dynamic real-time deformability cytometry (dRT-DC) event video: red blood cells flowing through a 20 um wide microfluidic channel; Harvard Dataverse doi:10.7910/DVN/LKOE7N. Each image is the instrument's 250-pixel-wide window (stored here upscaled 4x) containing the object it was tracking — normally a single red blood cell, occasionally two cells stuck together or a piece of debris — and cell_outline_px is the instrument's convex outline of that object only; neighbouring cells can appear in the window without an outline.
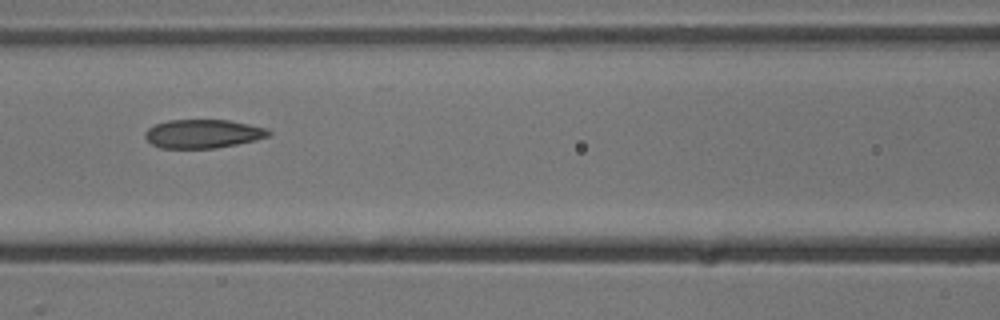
{"species": "common noctule bat (a hibernating species)", "species_latin": "Nyctalus noctula", "temperature_condition": "cold", "stored_images_in_passage": 13, "camera_frame_rate_fps": 3000, "um_per_image_px": 0.085, "animal": {"sex": "male", "body_mass_g": 13.3}, "frame": {"image": 1, "passage_image": 6, "time_ms": 6.667, "image_size_px": [1000, 320], "cell_outline_px": [[272, 132], [268, 136], [236, 144], [216, 148], [160, 148], [152, 144], [144, 136], [144, 132], [148, 128], [156, 124], [168, 120], [228, 120], [268, 128]], "centroid_in_image_um": [17.23, 11.36], "position_along_channel_um": 149.4, "area_um2": 20.52}}
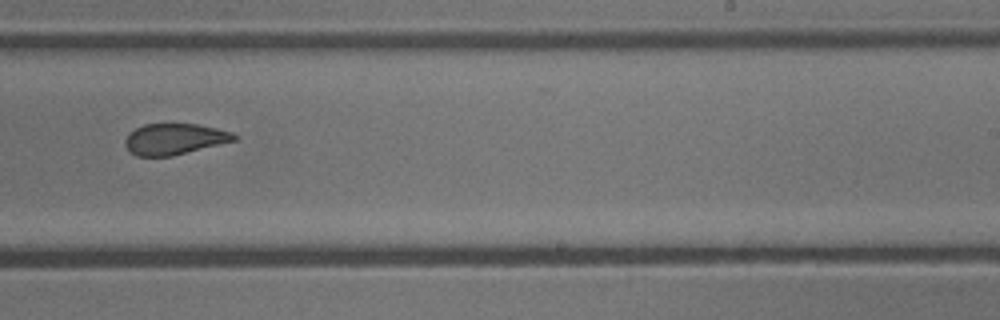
{"frame": {"image": 2, "passage_image": 9, "time_ms": 10.0, "image_size_px": [1000, 320], "cell_outline_px": [[240, 136], [236, 140], [172, 156], [136, 156], [124, 144], [124, 140], [128, 132], [144, 124], [196, 124], [216, 128], [232, 132]], "centroid_in_image_um": [14.83, 11.81], "position_along_channel_um": 274.2, "area_um2": 19.71}}
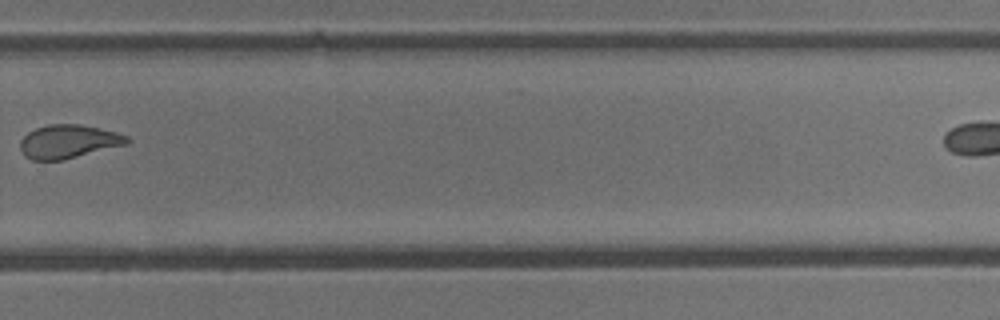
{"frame": {"image": 3, "passage_image": 10, "time_ms": 11.333, "image_size_px": [1000, 320], "cell_outline_px": [[132, 140], [128, 144], [64, 160], [32, 160], [24, 156], [20, 148], [20, 140], [28, 132], [36, 128], [48, 124], [80, 124], [100, 128], [116, 132], [128, 136]], "centroid_in_image_um": [5.83, 12.03], "position_along_channel_um": 324.0, "area_um2": 21.1}, "authors_computed_cell_mechanics": {"area_um2": 21.3282, "velocity_mm_per_s": 3.7503, "shape_relaxation_time_tau1_ms": 7.921, "shape_relaxation_time_tau2_ms": 1.5431, "deformation_change_tau1": 0.1871, "deformation_change_tau2": 0.0624}}